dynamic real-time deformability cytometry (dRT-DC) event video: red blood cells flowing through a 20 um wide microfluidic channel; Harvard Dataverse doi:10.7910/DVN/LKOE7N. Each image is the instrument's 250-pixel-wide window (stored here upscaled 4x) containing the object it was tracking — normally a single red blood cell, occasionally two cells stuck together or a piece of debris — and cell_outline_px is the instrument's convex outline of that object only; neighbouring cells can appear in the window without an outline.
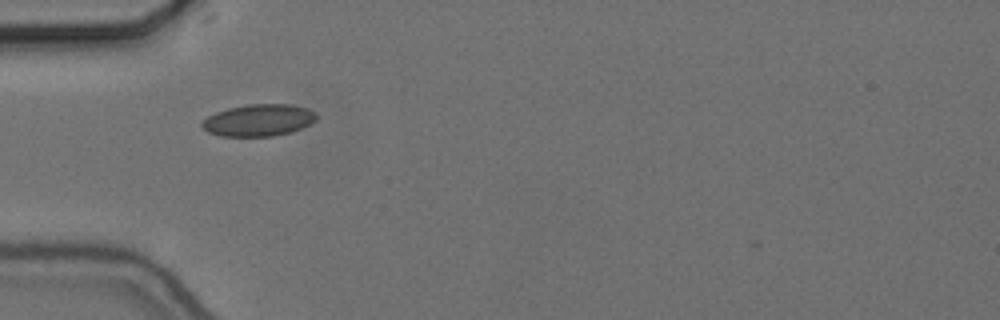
{"species": "common noctule bat (a hibernating species)", "species_latin": "Nyctalus noctula", "temperature_condition": "cold", "stored_images_in_passage": 37, "segment_of_instrument_passage": [1, 2], "camera_frame_rate_fps": 3000, "um_per_image_px": 0.085, "animal": {"sex": "female", "body_mass_g": 24.6, "forearm_length_mm": 56.2}, "frame": {"image": 1, "passage_image": 1, "time_ms": 0.0, "image_size_px": [1000, 320], "cell_outline_px": [[316, 120], [292, 132], [272, 136], [220, 136], [208, 132], [200, 124], [208, 116], [216, 112], [228, 108], [248, 104], [292, 104], [308, 108], [316, 112]], "centroid_in_image_um": [21.99, 10.21], "position_along_channel_um": 63.0, "area_um2": 21.27}}
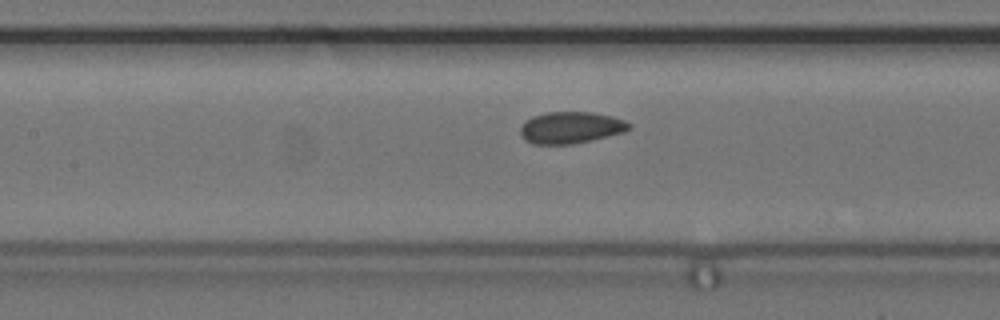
{"frame": {"image": 2, "passage_image": 9, "time_ms": 2.667, "image_size_px": [1000, 320], "cell_outline_px": [[632, 128], [624, 132], [592, 140], [572, 144], [532, 144], [524, 140], [520, 132], [520, 128], [532, 116], [548, 112], [592, 112], [612, 116], [624, 120], [632, 124]], "centroid_in_image_um": [48.54, 10.85], "position_along_channel_um": 158.9, "area_um2": 20.11}}
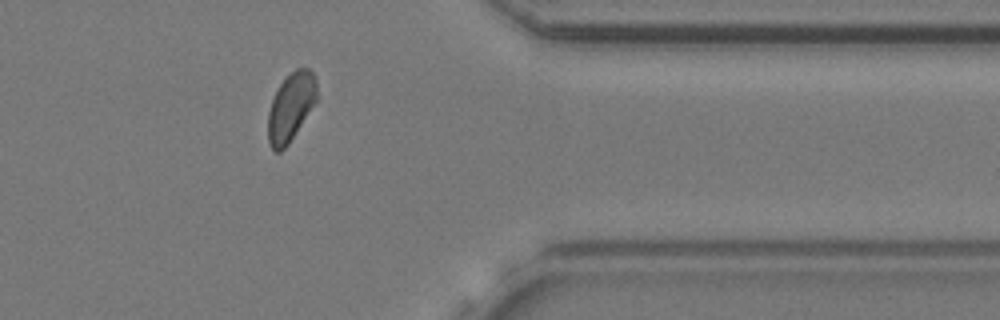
{"frame": {"image": 3, "passage_image": 29, "time_ms": 9.333, "image_size_px": [1000, 320], "cell_outline_px": [[316, 100], [288, 144], [280, 152], [276, 152], [268, 144], [268, 112], [272, 100], [280, 84], [296, 68], [308, 68], [316, 76]], "centroid_in_image_um": [24.7, 9.1], "position_along_channel_um": 386.7, "area_um2": 18.96}}